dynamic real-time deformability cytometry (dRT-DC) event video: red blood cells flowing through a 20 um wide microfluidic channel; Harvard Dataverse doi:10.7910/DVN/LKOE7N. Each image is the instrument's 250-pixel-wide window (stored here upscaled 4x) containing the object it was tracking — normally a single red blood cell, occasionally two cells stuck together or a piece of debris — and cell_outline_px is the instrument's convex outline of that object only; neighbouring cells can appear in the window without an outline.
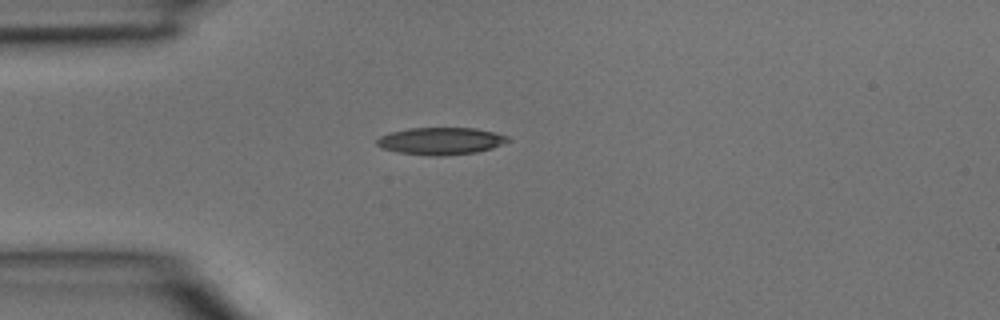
{"species": "common noctule bat (a hibernating species)", "species_latin": "Nyctalus noctula", "temperature_condition": "room temperature", "stored_images_in_passage": 2, "camera_frame_rate_fps": 3000, "um_per_image_px": 0.085, "animal": {"sex": "male", "body_mass_g": 15.6}, "frame": {"image": 1, "passage_image": 2, "time_ms": 0.333, "image_size_px": [1000, 320], "cell_outline_px": [[512, 140], [492, 148], [476, 152], [444, 156], [428, 156], [396, 152], [384, 148], [376, 144], [376, 140], [380, 136], [388, 132], [408, 128], [476, 128], [496, 132], [508, 136]], "centroid_in_image_um": [37.47, 11.98], "position_along_channel_um": 47.5, "area_um2": 21.04}}